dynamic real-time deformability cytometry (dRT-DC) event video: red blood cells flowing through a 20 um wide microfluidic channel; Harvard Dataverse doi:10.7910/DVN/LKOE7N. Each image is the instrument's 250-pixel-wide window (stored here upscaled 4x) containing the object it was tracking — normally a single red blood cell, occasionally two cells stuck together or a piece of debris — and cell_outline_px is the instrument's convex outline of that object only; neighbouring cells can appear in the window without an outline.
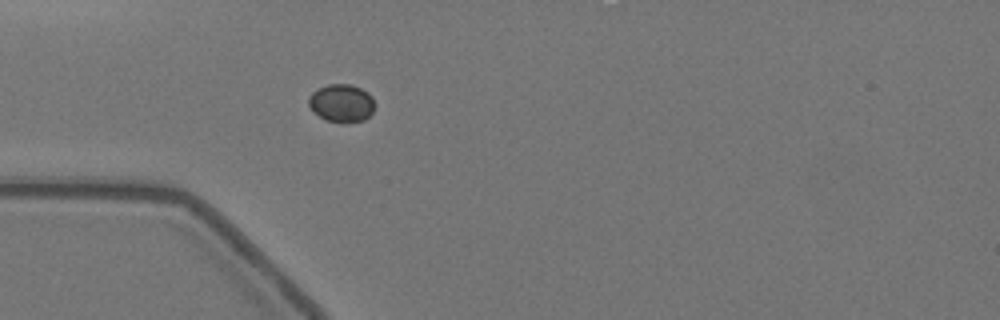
{"species": "Egyptian fruit bat (a non-hibernating species)", "species_latin": "Rousettus aegyptiacus", "temperature_condition": "warm", "stored_images_in_passage": 42, "camera_frame_rate_fps": 3000, "um_per_image_px": 0.085, "animal": {"sex": "female"}, "frame": {"image": 1, "passage_image": 1, "time_ms": 0.0, "image_size_px": [1000, 320], "cell_outline_px": [[376, 104], [372, 112], [364, 120], [324, 120], [312, 112], [308, 104], [308, 96], [312, 92], [328, 84], [352, 84], [368, 92], [372, 96]], "centroid_in_image_um": [29.02, 8.72], "position_along_channel_um": 56.0, "area_um2": 14.45}}
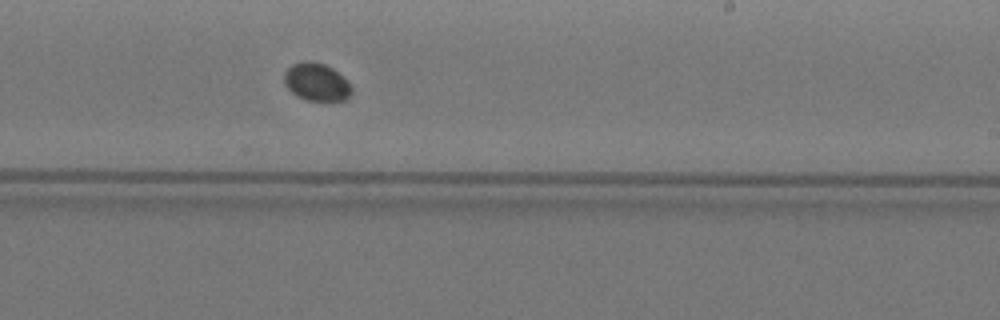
{"frame": {"image": 2, "passage_image": 19, "time_ms": 6.0, "image_size_px": [1000, 320], "cell_outline_px": [[352, 96], [348, 100], [308, 100], [296, 96], [284, 84], [284, 72], [292, 64], [304, 60], [324, 64], [332, 68], [344, 76], [348, 80], [352, 88]], "centroid_in_image_um": [26.93, 6.97], "position_along_channel_um": 262.1, "area_um2": 15.03}}
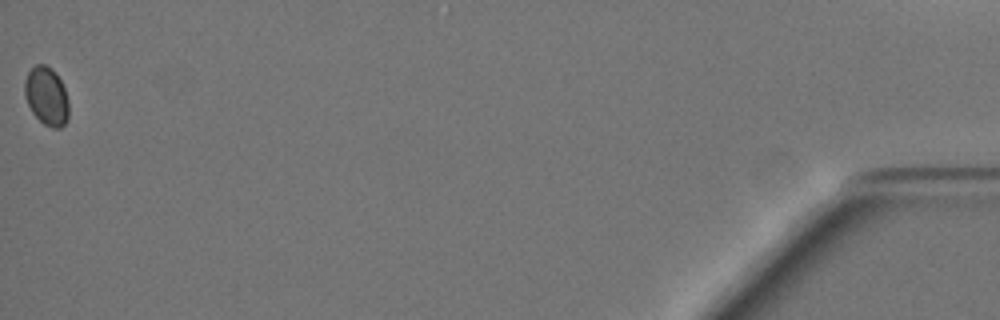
{"frame": {"image": 3, "passage_image": 42, "time_ms": 13.667, "image_size_px": [1000, 320], "cell_outline_px": [[68, 120], [60, 128], [52, 128], [44, 124], [32, 112], [28, 104], [24, 92], [24, 80], [28, 72], [36, 64], [44, 64], [52, 68], [56, 72], [64, 88], [68, 100]], "centroid_in_image_um": [3.95, 8.16], "position_along_channel_um": 431.2, "area_um2": 15.03}}